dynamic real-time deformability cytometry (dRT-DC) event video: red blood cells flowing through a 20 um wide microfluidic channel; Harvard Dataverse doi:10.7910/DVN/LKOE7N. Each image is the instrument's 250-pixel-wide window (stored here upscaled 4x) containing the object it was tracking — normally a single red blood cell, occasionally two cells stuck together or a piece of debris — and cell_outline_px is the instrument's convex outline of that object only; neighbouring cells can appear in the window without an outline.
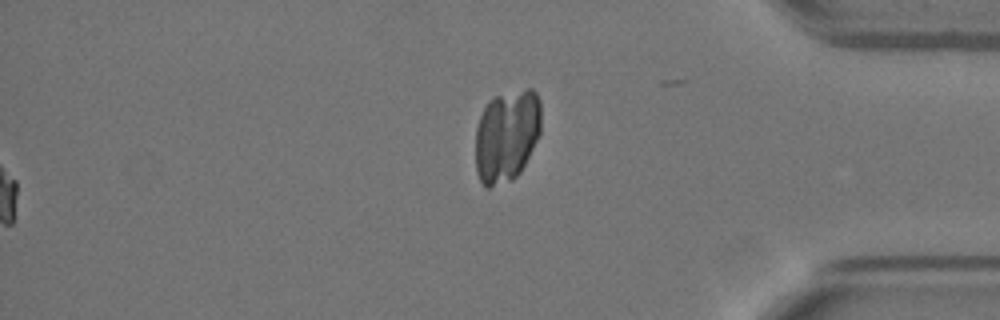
{"species": "Egyptian fruit bat (a non-hibernating species)", "species_latin": "Rousettus aegyptiacus", "temperature_condition": "warm", "stored_images_in_passage": 53, "segment_of_instrument_passage": [2, 2], "camera_frame_rate_fps": 3000, "um_per_image_px": 0.085, "animal": {"sex": "female"}, "frame": {"image": 1, "passage_image": 53, "time_ms": 17.333, "image_size_px": [1000, 320], "cell_outline_px": [[540, 132], [520, 172], [512, 180], [488, 188], [484, 188], [476, 172], [476, 128], [480, 116], [484, 108], [496, 96], [528, 88], [532, 88], [536, 92], [540, 100]], "centroid_in_image_um": [43.06, 11.55], "position_along_channel_um": 392.1, "area_um2": 35.08}}